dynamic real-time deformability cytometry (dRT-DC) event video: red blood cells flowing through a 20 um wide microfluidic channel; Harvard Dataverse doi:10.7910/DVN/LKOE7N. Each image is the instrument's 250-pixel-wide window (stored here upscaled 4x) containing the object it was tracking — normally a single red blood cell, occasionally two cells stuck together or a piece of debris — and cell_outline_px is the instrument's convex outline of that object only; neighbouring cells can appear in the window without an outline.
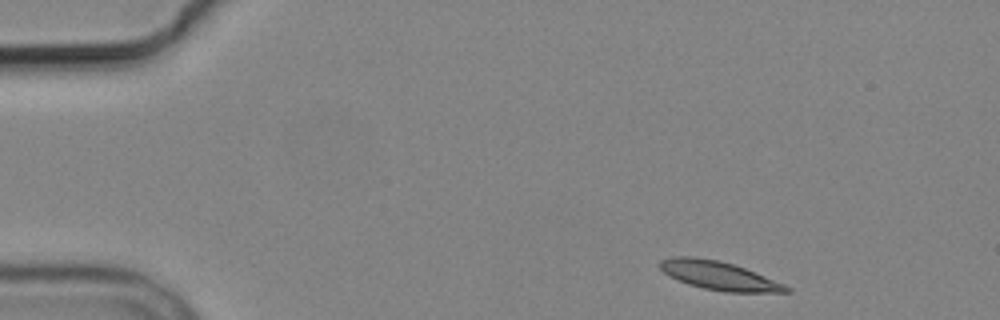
{"species": "common noctule bat (a hibernating species)", "species_latin": "Nyctalus noctula", "temperature_condition": "cold", "stored_images_in_passage": 4, "camera_frame_rate_fps": 3000, "um_per_image_px": 0.085, "animal": {"sex": "male", "body_mass_g": 19.2, "forearm_length_mm": 51.8}, "frame": {"image": 1, "passage_image": 1, "time_ms": 0.0, "image_size_px": [1000, 320], "cell_outline_px": [[792, 292], [724, 292], [704, 288], [688, 284], [676, 280], [664, 272], [660, 268], [660, 260], [672, 256], [692, 256], [716, 260], [732, 264], [744, 268], [784, 284], [792, 288]], "centroid_in_image_um": [61.09, 23.43], "position_along_channel_um": 23.9, "area_um2": 20.87}}
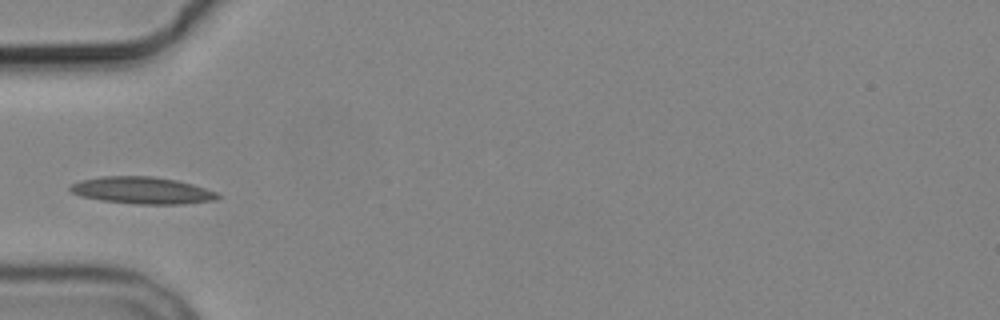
{"frame": {"image": 2, "passage_image": 4, "time_ms": 3.667, "image_size_px": [1000, 320], "cell_outline_px": [[220, 196], [216, 200], [184, 204], [136, 204], [100, 200], [80, 196], [72, 192], [68, 188], [72, 184], [80, 180], [104, 176], [156, 176], [176, 180], [192, 184], [216, 192]], "centroid_in_image_um": [12.08, 16.18], "position_along_channel_um": 72.9, "area_um2": 23.18}}